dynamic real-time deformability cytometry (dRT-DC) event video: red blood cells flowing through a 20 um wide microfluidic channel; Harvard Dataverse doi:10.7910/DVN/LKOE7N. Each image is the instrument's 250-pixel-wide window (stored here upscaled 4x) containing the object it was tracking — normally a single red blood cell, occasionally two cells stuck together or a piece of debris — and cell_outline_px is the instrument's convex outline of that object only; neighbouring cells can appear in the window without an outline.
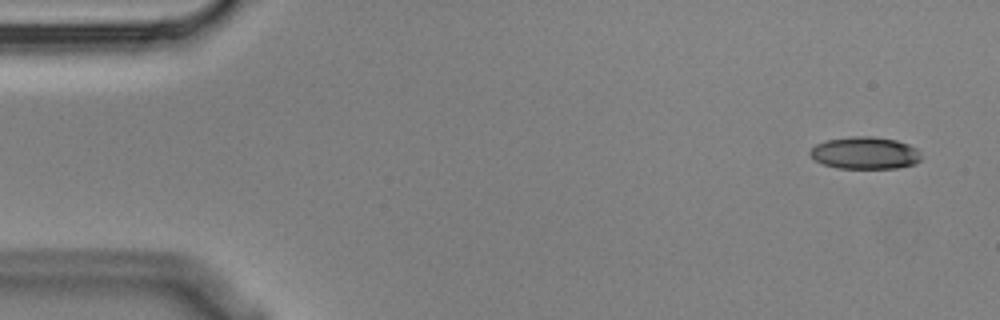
{"species": "Egyptian fruit bat (a non-hibernating species)", "species_latin": "Rousettus aegyptiacus", "temperature_condition": "cold", "stored_images_in_passage": 6, "camera_frame_rate_fps": 3000, "um_per_image_px": 0.085, "animal": {"sex": "male"}, "frame": {"image": 1, "passage_image": 1, "time_ms": 0.0, "image_size_px": [1000, 320], "cell_outline_px": [[920, 160], [916, 164], [896, 168], [836, 168], [824, 164], [816, 160], [808, 152], [816, 144], [828, 140], [852, 136], [872, 136], [896, 140], [908, 144], [916, 148], [920, 152]], "centroid_in_image_um": [73.54, 13.0], "position_along_channel_um": 11.5, "area_um2": 20.81}}
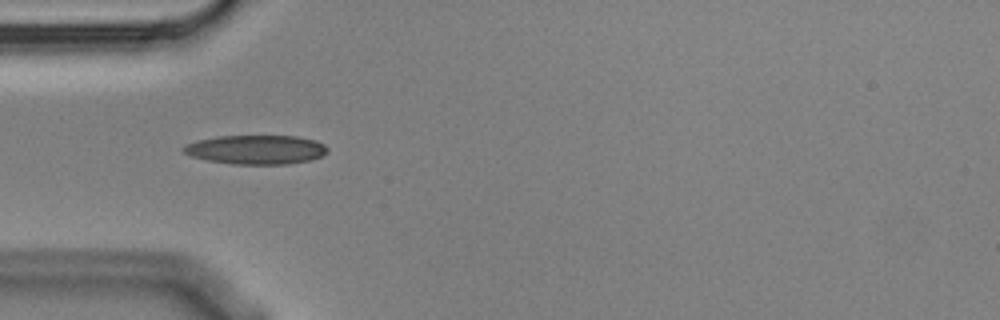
{"frame": {"image": 2, "passage_image": 5, "time_ms": 1.333, "image_size_px": [1000, 320], "cell_outline_px": [[328, 152], [320, 156], [308, 160], [288, 164], [232, 164], [208, 160], [192, 156], [184, 152], [180, 148], [184, 144], [200, 140], [220, 136], [296, 136], [316, 140], [324, 144], [328, 148]], "centroid_in_image_um": [21.77, 12.71], "position_along_channel_um": 63.2, "area_um2": 24.33}}
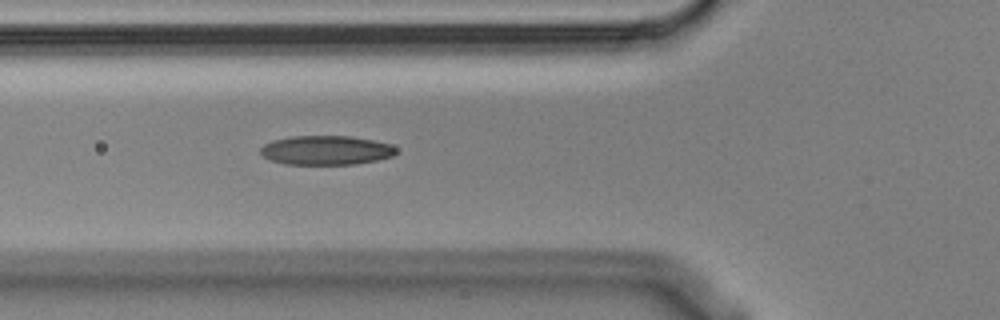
{"frame": {"image": 3, "passage_image": 6, "time_ms": 1.667, "image_size_px": [1000, 320], "cell_outline_px": [[396, 152], [392, 156], [376, 160], [356, 164], [284, 164], [272, 160], [264, 156], [260, 152], [260, 148], [264, 144], [272, 140], [292, 136], [352, 136], [392, 144], [396, 148]], "centroid_in_image_um": [27.71, 12.76], "position_along_channel_um": 98.1, "area_um2": 23.06}}